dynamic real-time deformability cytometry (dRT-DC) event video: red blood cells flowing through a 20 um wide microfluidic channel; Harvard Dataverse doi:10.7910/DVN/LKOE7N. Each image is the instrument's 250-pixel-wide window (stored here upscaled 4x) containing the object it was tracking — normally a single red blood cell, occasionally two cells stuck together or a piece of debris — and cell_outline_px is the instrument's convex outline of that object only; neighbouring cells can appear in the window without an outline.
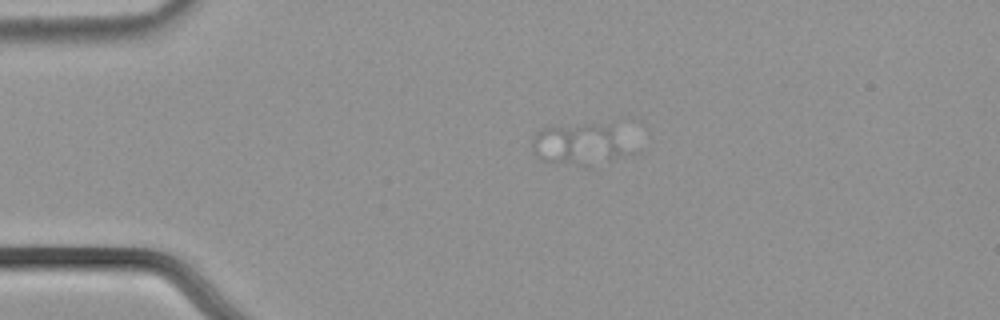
{"species": "common noctule bat (a hibernating species)", "species_latin": "Nyctalus noctula", "temperature_condition": "cold", "stored_images_in_passage": 8, "camera_frame_rate_fps": 3000, "um_per_image_px": 0.085, "animal": {"sex": "male", "body_mass_g": 21.5, "forearm_length_mm": 52.0}, "frame": {"image": 1, "passage_image": 4, "time_ms": 1.0, "image_size_px": [1000, 320], "cell_outline_px": [[624, 152], [608, 160], [540, 160], [536, 156], [532, 148], [532, 140], [536, 132], [540, 128], [584, 124], [612, 124]], "centroid_in_image_um": [49.05, 12.14], "position_along_channel_um": 36.0, "area_um2": 20.81}}